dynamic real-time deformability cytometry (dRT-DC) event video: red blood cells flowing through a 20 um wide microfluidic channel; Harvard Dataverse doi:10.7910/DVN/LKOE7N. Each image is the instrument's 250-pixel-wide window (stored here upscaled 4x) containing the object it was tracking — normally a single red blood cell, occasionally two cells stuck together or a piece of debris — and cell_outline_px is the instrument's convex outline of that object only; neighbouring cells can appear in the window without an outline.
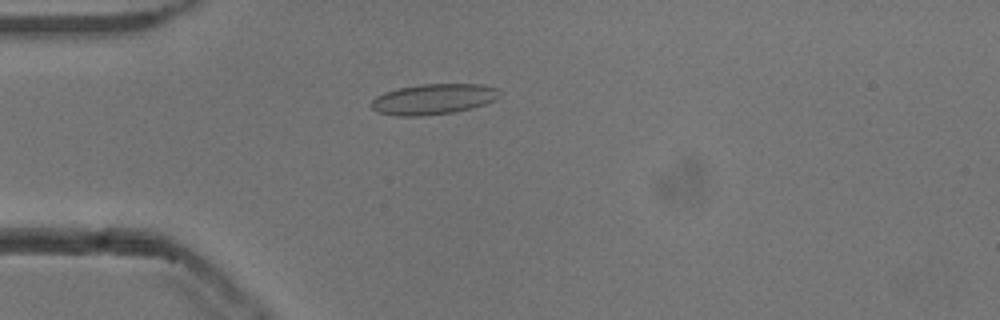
{"species": "common noctule bat (a hibernating species)", "species_latin": "Nyctalus noctula", "temperature_condition": "cold", "stored_images_in_passage": 51, "camera_frame_rate_fps": 3000, "um_per_image_px": 0.085, "animal": {"sex": "male", "body_mass_g": 13.3}, "frame": {"image": 1, "passage_image": 12, "time_ms": 3.667, "image_size_px": [1000, 320], "cell_outline_px": [[500, 96], [496, 100], [472, 108], [452, 112], [420, 116], [400, 116], [376, 112], [372, 108], [372, 100], [376, 96], [384, 92], [400, 88], [424, 84], [480, 84], [500, 88]], "centroid_in_image_um": [36.87, 8.42], "position_along_channel_um": 48.1, "area_um2": 22.83}}
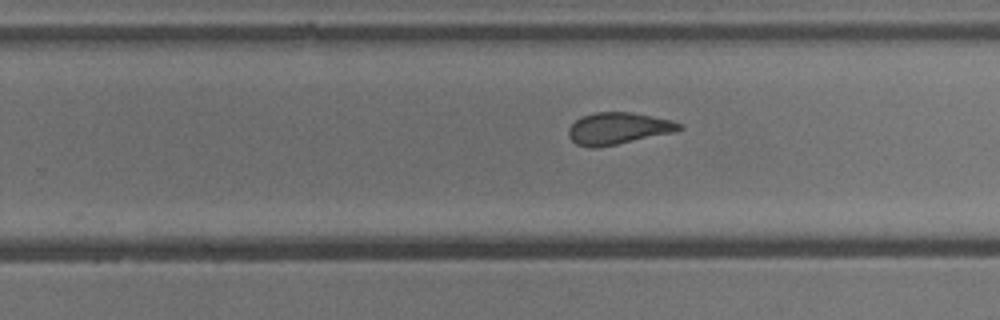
{"frame": {"image": 2, "passage_image": 31, "time_ms": 10.0, "image_size_px": [1000, 320], "cell_outline_px": [[684, 128], [676, 132], [616, 144], [592, 148], [576, 144], [568, 136], [568, 128], [576, 120], [584, 116], [596, 112], [632, 112], [672, 120], [680, 124]], "centroid_in_image_um": [52.56, 10.91], "position_along_channel_um": 277.2, "area_um2": 20.4}}
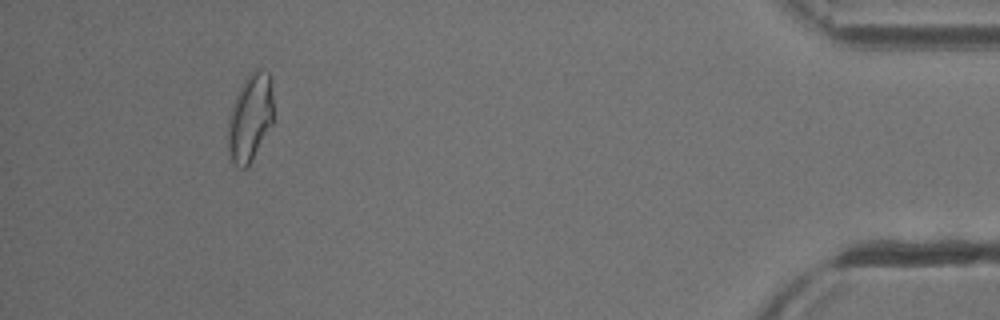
{"frame": {"image": 3, "passage_image": 47, "time_ms": 15.333, "image_size_px": [1000, 320], "cell_outline_px": [[272, 124], [248, 168], [240, 168], [232, 160], [228, 152], [228, 116], [232, 104], [244, 80], [256, 68], [260, 68], [268, 72], [272, 80]], "centroid_in_image_um": [21.26, 10.0], "position_along_channel_um": 413.9, "area_um2": 23.24}, "authors_computed_cell_mechanics": {"area_um2": 21.7906, "velocity_mm_per_s": 3.833, "shape_relaxation_time_tau1_ms": null, "shape_relaxation_time_tau2_ms": 1.045, "deformation_change_tau1": null, "deformation_change_tau2": 0.0962}}